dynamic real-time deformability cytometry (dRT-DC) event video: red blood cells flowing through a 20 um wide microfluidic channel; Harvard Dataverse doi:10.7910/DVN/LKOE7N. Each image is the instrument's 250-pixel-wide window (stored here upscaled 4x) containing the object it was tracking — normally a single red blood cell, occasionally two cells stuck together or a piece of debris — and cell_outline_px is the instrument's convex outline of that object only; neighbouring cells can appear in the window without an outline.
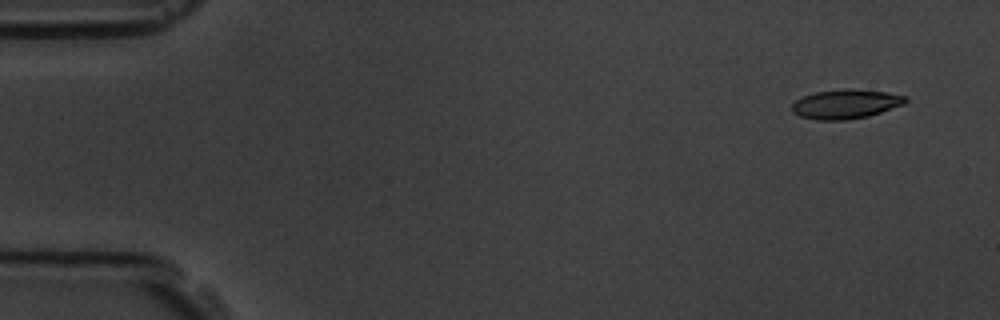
{"species": "common noctule bat (a hibernating species)", "species_latin": "Nyctalus noctula", "temperature_condition": "room temperature", "stored_images_in_passage": 5, "camera_frame_rate_fps": 3000, "um_per_image_px": 0.085, "animal": {"sex": "male", "body_mass_g": 19.5, "forearm_length_mm": 54.6}, "frame": {"image": 1, "passage_image": 1, "time_ms": 0.0, "image_size_px": [1000, 320], "cell_outline_px": [[908, 100], [904, 104], [868, 116], [844, 120], [816, 120], [800, 116], [792, 112], [792, 104], [796, 100], [804, 96], [816, 92], [844, 88], [852, 88], [888, 92], [908, 96]], "centroid_in_image_um": [71.9, 8.83], "position_along_channel_um": 13.1, "area_um2": 19.48}}
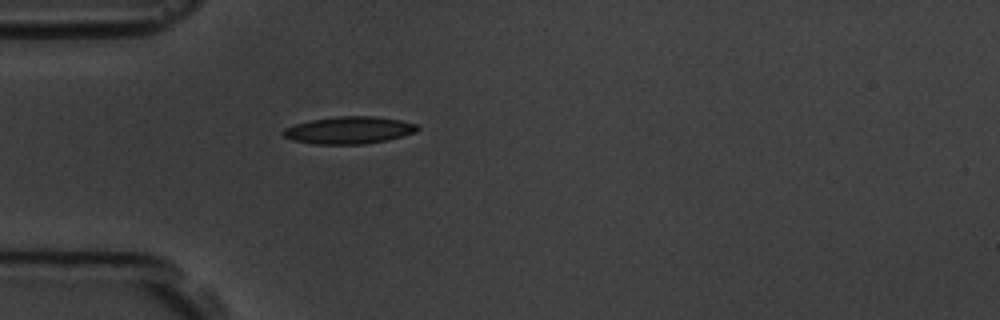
{"frame": {"image": 2, "passage_image": 5, "time_ms": 4.333, "image_size_px": [1000, 320], "cell_outline_px": [[420, 128], [416, 132], [388, 140], [364, 144], [312, 144], [292, 140], [284, 136], [280, 132], [284, 128], [296, 124], [312, 120], [340, 116], [372, 116], [400, 120], [416, 124]], "centroid_in_image_um": [29.66, 11.07], "position_along_channel_um": 55.3, "area_um2": 21.27}}